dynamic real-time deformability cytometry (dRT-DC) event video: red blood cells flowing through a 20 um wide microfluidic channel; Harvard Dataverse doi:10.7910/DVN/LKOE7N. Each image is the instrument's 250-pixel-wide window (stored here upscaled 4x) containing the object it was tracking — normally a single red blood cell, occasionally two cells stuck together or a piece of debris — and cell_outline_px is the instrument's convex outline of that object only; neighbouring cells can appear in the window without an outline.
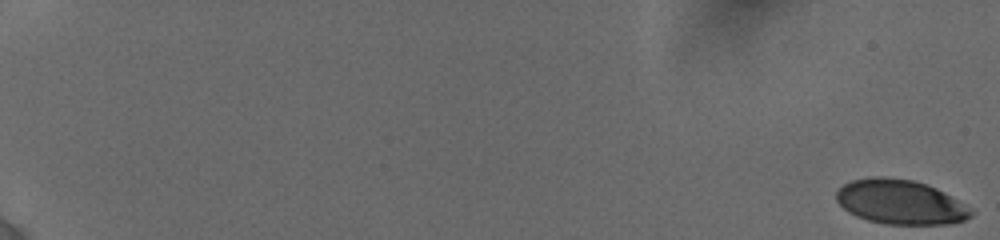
{"species": "human", "species_latin": "Homo sapiens", "temperature_condition": "cold", "stored_images_in_passage": 19, "camera_frame_rate_fps": 3000, "um_per_image_px": 0.085, "donor": {"sex": "female"}, "frame": {"image": 1, "passage_image": 1, "time_ms": 0.0, "image_size_px": [1000, 240], "cell_outline_px": [[976, 212], [972, 216], [964, 220], [948, 224], [884, 224], [868, 220], [856, 216], [848, 212], [836, 200], [836, 192], [844, 184], [852, 180], [872, 176], [884, 176], [912, 180], [928, 184], [944, 192]], "centroid_in_image_um": [76.53, 17.17], "position_along_channel_um": 8.5, "area_um2": 34.97}}
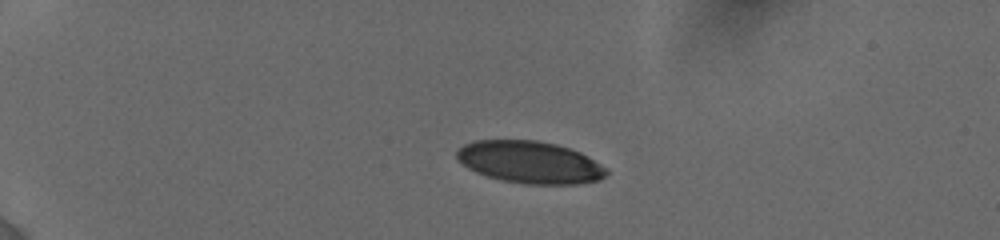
{"frame": {"image": 2, "passage_image": 14, "time_ms": 5.0, "image_size_px": [1000, 240], "cell_outline_px": [[608, 172], [600, 180], [576, 184], [524, 184], [500, 180], [476, 172], [468, 168], [456, 160], [456, 152], [464, 144], [476, 140], [536, 140], [556, 144], [580, 152], [588, 156], [608, 168]], "centroid_in_image_um": [45.04, 13.79], "position_along_channel_um": 40.0, "area_um2": 36.93}}
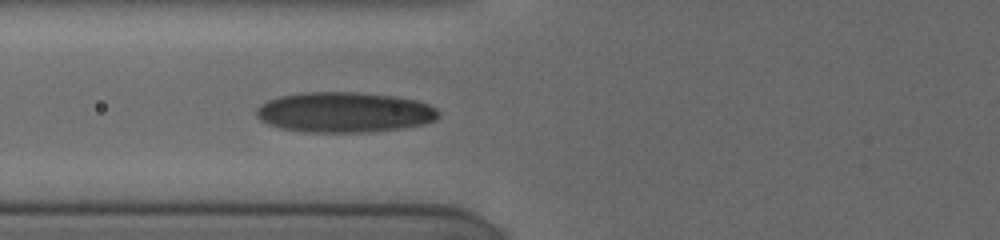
{"frame": {"image": 3, "passage_image": 19, "time_ms": 8.333, "image_size_px": [1000, 240], "cell_outline_px": [[440, 116], [436, 120], [424, 124], [404, 128], [368, 132], [300, 132], [280, 128], [268, 124], [260, 120], [256, 116], [256, 108], [260, 104], [268, 100], [280, 96], [300, 92], [356, 92], [392, 96], [416, 100], [428, 104], [436, 108], [440, 112]], "centroid_in_image_um": [29.26, 9.55], "position_along_channel_um": 96.5, "area_um2": 43.18}}